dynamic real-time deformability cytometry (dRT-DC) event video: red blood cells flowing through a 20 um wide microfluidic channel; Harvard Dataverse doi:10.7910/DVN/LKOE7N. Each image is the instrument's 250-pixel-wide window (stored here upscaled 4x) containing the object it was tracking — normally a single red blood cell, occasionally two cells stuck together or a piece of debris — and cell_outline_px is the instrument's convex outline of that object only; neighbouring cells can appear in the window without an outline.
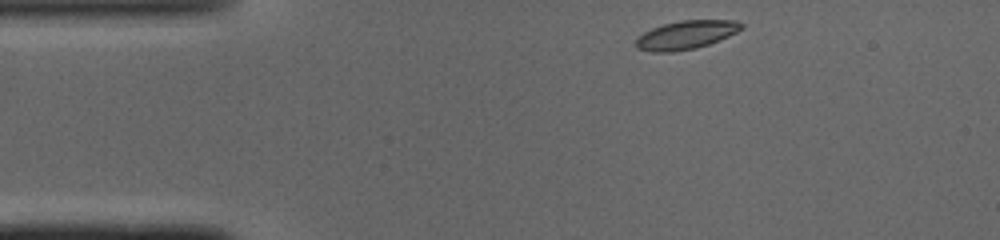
{"species": "common noctule bat (a hibernating species)", "species_latin": "Nyctalus noctula", "temperature_condition": "cold", "stored_images_in_passage": 42, "camera_frame_rate_fps": 3000, "um_per_image_px": 0.085, "animal": {"sex": "male", "body_mass_g": 19.0, "forearm_length_mm": 50.8}, "frame": {"image": 1, "passage_image": 1, "time_ms": 0.0, "image_size_px": [1000, 240], "cell_outline_px": [[744, 28], [720, 40], [696, 48], [672, 52], [652, 52], [636, 48], [636, 40], [644, 32], [652, 28], [664, 24], [680, 20], [736, 20], [744, 24]], "centroid_in_image_um": [58.34, 2.96], "position_along_channel_um": 26.7, "area_um2": 17.51}}
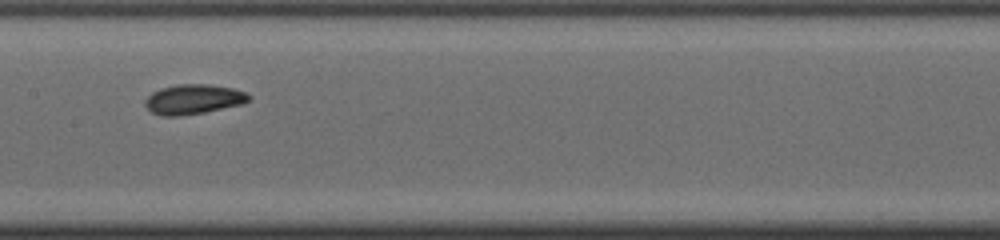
{"frame": {"image": 2, "passage_image": 17, "time_ms": 5.333, "image_size_px": [1000, 240], "cell_outline_px": [[252, 96], [248, 100], [240, 104], [204, 112], [180, 116], [164, 116], [152, 112], [144, 104], [144, 100], [152, 92], [160, 88], [180, 84], [208, 84], [232, 88], [244, 92]], "centroid_in_image_um": [16.4, 8.43], "position_along_channel_um": 191.0, "area_um2": 17.8}}
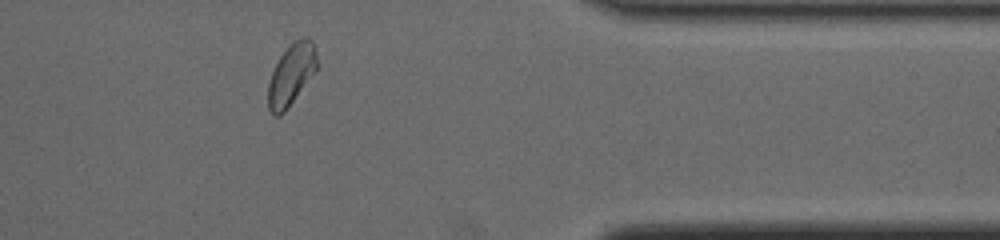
{"frame": {"image": 3, "passage_image": 33, "time_ms": 10.667, "image_size_px": [1000, 240], "cell_outline_px": [[316, 72], [284, 112], [280, 116], [272, 116], [268, 108], [268, 84], [272, 72], [280, 56], [296, 40], [304, 36], [308, 36], [312, 40], [316, 52]], "centroid_in_image_um": [24.76, 6.36], "position_along_channel_um": 386.6, "area_um2": 17.34}, "authors_computed_cell_mechanics": {"area_um2": 17.629, "velocity_mm_per_s": 4.0568, "shape_relaxation_time_tau1_ms": 2.8657, "shape_relaxation_time_tau2_ms": 4.7522, "deformation_change_tau1": 0.0759, "deformation_change_tau2": 0.096}}